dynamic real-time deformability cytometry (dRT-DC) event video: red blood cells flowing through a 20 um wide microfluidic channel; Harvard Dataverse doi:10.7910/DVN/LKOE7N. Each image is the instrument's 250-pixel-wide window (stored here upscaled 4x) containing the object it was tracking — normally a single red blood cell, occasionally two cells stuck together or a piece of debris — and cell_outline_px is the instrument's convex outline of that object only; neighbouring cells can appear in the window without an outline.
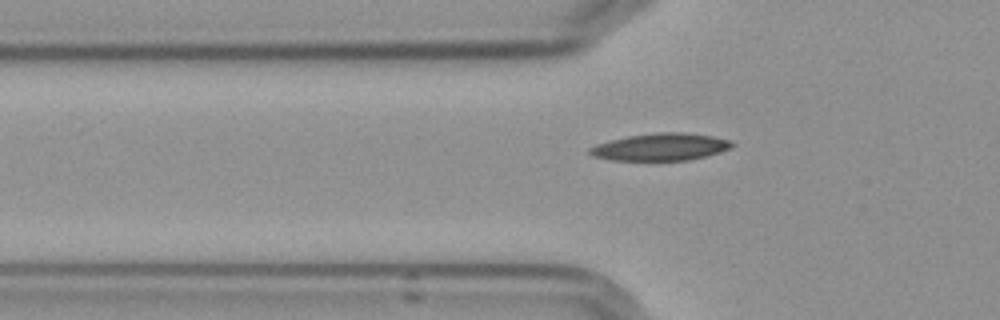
{"species": "Egyptian fruit bat (a non-hibernating species)", "species_latin": "Rousettus aegyptiacus", "temperature_condition": "cold", "stored_images_in_passage": 5, "camera_frame_rate_fps": 3000, "um_per_image_px": 0.085, "frame": {"image": 1, "passage_image": 5, "time_ms": 4.667, "image_size_px": [1000, 320], "cell_outline_px": [[732, 148], [720, 152], [688, 160], [612, 160], [592, 156], [588, 152], [588, 148], [596, 144], [628, 136], [656, 132], [684, 132], [712, 136], [732, 140]], "centroid_in_image_um": [56.15, 12.48], "position_along_channel_um": 69.7, "area_um2": 22.54}}